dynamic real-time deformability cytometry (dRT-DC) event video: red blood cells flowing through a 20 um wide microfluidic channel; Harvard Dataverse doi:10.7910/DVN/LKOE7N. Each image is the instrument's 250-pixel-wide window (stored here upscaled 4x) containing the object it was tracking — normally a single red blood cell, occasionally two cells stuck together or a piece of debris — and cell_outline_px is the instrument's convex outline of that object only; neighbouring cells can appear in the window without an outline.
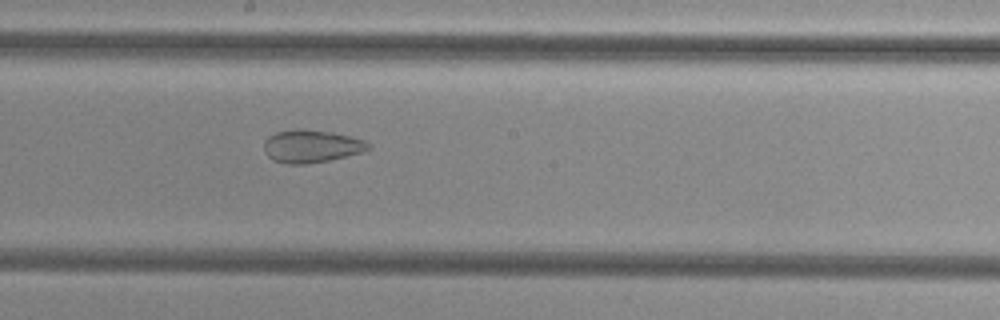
{"species": "common noctule bat (a hibernating species)", "species_latin": "Nyctalus noctula", "temperature_condition": "cold", "stored_images_in_passage": 51, "camera_frame_rate_fps": 3000, "um_per_image_px": 0.085, "animal": {"sex": "female", "body_mass_g": 29.2, "forearm_length_mm": 56.3}, "frame": {"image": 1, "passage_image": 27, "time_ms": 8.667, "image_size_px": [1000, 320], "cell_outline_px": [[372, 148], [360, 152], [328, 160], [304, 164], [288, 164], [272, 160], [264, 152], [264, 140], [268, 136], [276, 132], [296, 128], [332, 132], [364, 140]], "centroid_in_image_um": [26.4, 12.42], "position_along_channel_um": 221.8, "area_um2": 19.77}}
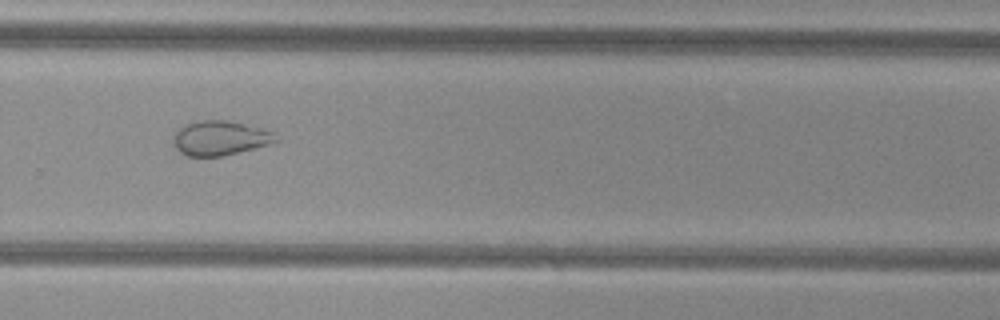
{"frame": {"image": 2, "passage_image": 34, "time_ms": 11.0, "image_size_px": [1000, 320], "cell_outline_px": [[280, 140], [268, 144], [220, 156], [184, 156], [176, 148], [176, 132], [180, 128], [196, 120], [228, 120], [260, 128], [272, 132]], "centroid_in_image_um": [18.71, 11.73], "position_along_channel_um": 311.1, "area_um2": 20.06}}
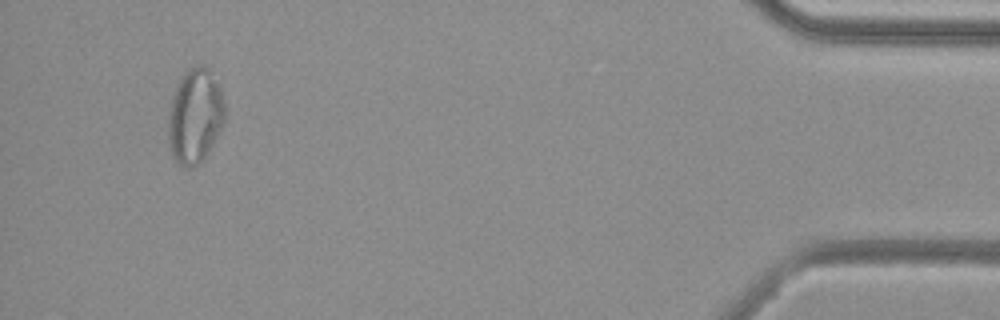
{"frame": {"image": 3, "passage_image": 48, "time_ms": 15.667, "image_size_px": [1000, 320], "cell_outline_px": [[224, 120], [204, 160], [200, 164], [188, 168], [184, 168], [172, 156], [168, 148], [168, 120], [172, 96], [180, 76], [188, 68], [196, 64], [204, 64], [212, 68], [220, 84], [224, 104]], "centroid_in_image_um": [16.57, 9.8], "position_along_channel_um": 418.6, "area_um2": 31.91}, "authors_computed_cell_mechanics": {"area_um2": 27.2816, "velocity_mm_per_s": 3.8377, "shape_relaxation_time_tau1_ms": null, "shape_relaxation_time_tau2_ms": 1.4046, "deformation_change_tau1": null, "deformation_change_tau2": 0.0718}}